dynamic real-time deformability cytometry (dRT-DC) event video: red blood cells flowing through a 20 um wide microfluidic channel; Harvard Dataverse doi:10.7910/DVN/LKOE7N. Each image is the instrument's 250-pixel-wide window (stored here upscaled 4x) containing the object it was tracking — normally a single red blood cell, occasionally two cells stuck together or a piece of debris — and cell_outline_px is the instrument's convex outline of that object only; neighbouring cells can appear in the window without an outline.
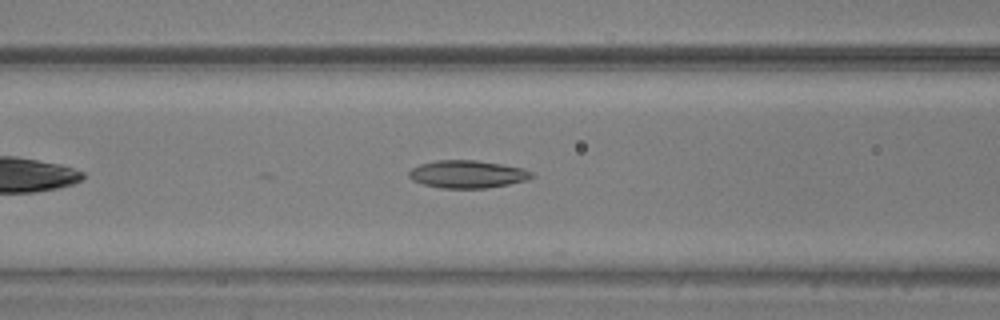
{"species": "common noctule bat (a hibernating species)", "species_latin": "Nyctalus noctula", "temperature_condition": "warm", "stored_images_in_passage": 14, "camera_frame_rate_fps": 3000, "um_per_image_px": 0.085, "animal": {"sex": "male", "body_mass_g": 20.5, "forearm_length_mm": 52.5}, "frame": {"image": 1, "passage_image": 9, "time_ms": 2.667, "image_size_px": [1000, 320], "cell_outline_px": [[536, 176], [528, 180], [488, 188], [440, 188], [424, 184], [412, 180], [408, 176], [408, 172], [412, 168], [420, 164], [436, 160], [476, 160], [524, 168], [532, 172]], "centroid_in_image_um": [39.75, 14.81], "position_along_channel_um": 126.9, "area_um2": 19.88}}